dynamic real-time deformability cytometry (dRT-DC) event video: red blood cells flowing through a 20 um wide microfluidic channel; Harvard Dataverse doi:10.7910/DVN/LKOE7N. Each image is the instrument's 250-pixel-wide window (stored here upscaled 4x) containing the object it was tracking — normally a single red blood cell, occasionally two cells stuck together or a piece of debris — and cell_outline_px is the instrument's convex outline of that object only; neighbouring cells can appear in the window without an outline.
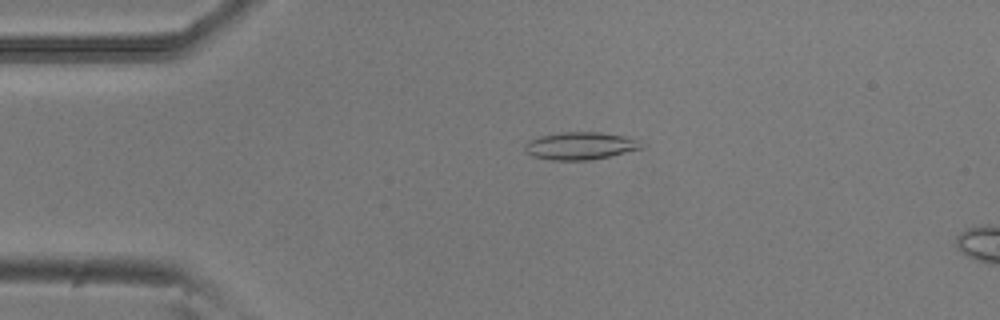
{"species": "common noctule bat (a hibernating species)", "species_latin": "Nyctalus noctula", "temperature_condition": "room temperature", "stored_images_in_passage": 6, "camera_frame_rate_fps": 3000, "um_per_image_px": 0.085, "animal": {"sex": "male", "body_mass_g": 20.5, "forearm_length_mm": 52.5}, "frame": {"image": 1, "passage_image": 4, "time_ms": 1.0, "image_size_px": [1000, 320], "cell_outline_px": [[648, 144], [644, 148], [608, 156], [588, 160], [552, 160], [532, 156], [524, 152], [524, 144], [528, 140], [540, 136], [560, 132], [600, 132], [624, 136]], "centroid_in_image_um": [49.31, 12.39], "position_along_channel_um": 35.7, "area_um2": 18.84}}